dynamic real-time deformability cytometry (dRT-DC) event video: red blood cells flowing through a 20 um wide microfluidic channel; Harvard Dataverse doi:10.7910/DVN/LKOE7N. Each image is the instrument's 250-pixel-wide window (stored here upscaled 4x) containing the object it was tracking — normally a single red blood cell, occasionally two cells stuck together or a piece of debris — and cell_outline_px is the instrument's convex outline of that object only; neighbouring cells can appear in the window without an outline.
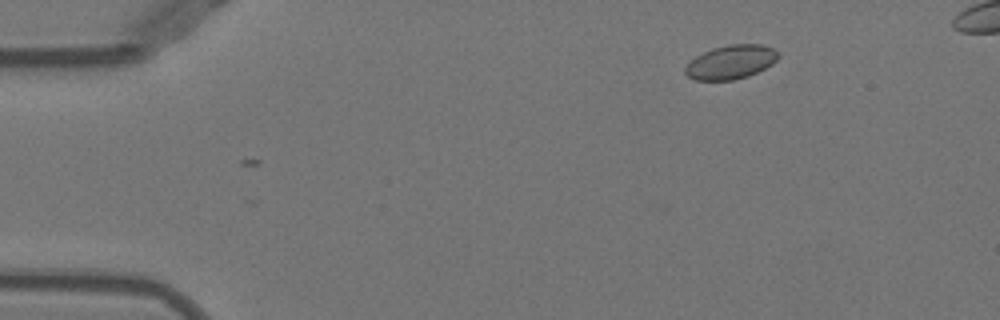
{"species": "Egyptian fruit bat (a non-hibernating species)", "species_latin": "Rousettus aegyptiacus", "temperature_condition": "warm", "stored_images_in_passage": 2, "camera_frame_rate_fps": 3000, "um_per_image_px": 0.085, "animal": {"sex": "female"}, "frame": {"image": 1, "passage_image": 2, "time_ms": 0.333, "image_size_px": [1000, 320], "cell_outline_px": [[780, 56], [772, 64], [748, 76], [732, 80], [696, 80], [688, 76], [684, 72], [684, 68], [696, 56], [712, 48], [728, 44], [764, 44], [776, 48], [780, 52]], "centroid_in_image_um": [62.17, 5.25], "position_along_channel_um": 22.8, "area_um2": 18.5}}